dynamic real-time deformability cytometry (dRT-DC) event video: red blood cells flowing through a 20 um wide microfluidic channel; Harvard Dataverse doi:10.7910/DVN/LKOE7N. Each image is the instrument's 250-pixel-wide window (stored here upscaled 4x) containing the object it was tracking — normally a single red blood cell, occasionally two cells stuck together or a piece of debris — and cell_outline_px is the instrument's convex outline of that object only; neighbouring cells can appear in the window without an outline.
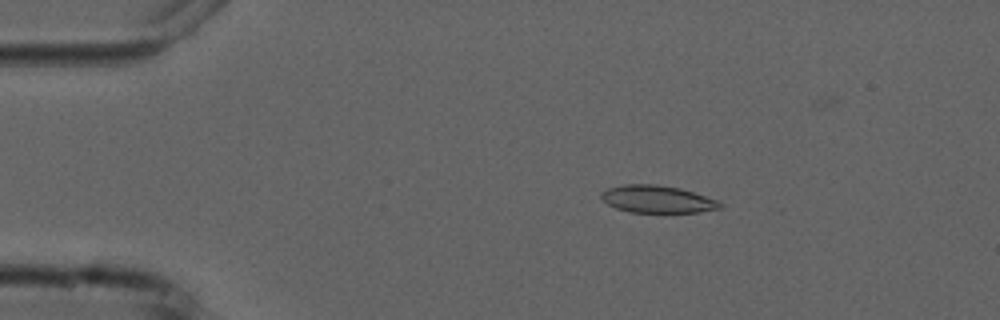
{"species": "common noctule bat (a hibernating species)", "species_latin": "Nyctalus noctula", "temperature_condition": "cold", "stored_images_in_passage": 4, "camera_frame_rate_fps": 3000, "um_per_image_px": 0.085, "animal": {"sex": "male", "forearm_length_mm": 52.5}, "frame": {"image": 1, "passage_image": 3, "time_ms": 2.333, "image_size_px": [1000, 320], "cell_outline_px": [[724, 208], [700, 212], [628, 212], [616, 208], [608, 204], [600, 196], [600, 192], [608, 188], [624, 184], [656, 184], [680, 188], [716, 200], [724, 204]], "centroid_in_image_um": [55.87, 16.93], "position_along_channel_um": 29.1, "area_um2": 18.96}}